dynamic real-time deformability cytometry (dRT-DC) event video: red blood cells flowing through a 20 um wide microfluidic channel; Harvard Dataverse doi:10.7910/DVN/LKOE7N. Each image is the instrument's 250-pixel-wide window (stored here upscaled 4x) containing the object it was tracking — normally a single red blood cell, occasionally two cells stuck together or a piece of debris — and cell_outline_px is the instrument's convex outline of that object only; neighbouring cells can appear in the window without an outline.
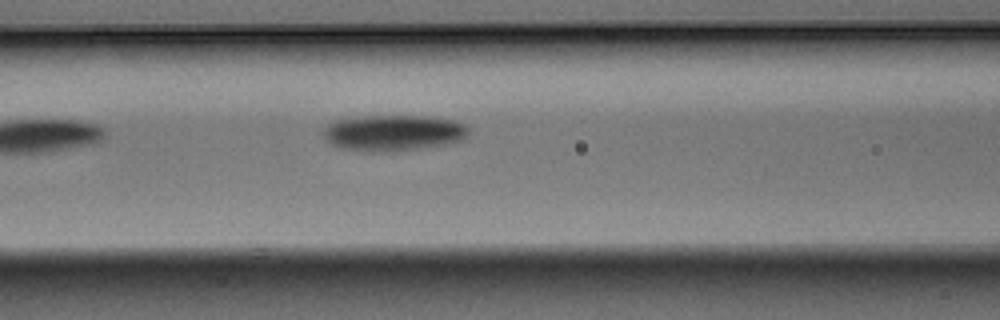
{"species": "Egyptian fruit bat (a non-hibernating species)", "species_latin": "Rousettus aegyptiacus", "temperature_condition": "warm", "stored_images_in_passage": 5, "camera_frame_rate_fps": 3000, "um_per_image_px": 0.085, "animal": {"sex": "male"}, "frame": {"image": 1, "passage_image": 5, "time_ms": 1.333, "image_size_px": [1000, 320], "cell_outline_px": [[468, 132], [460, 140], [448, 144], [396, 152], [372, 152], [340, 148], [332, 144], [324, 136], [324, 132], [328, 124], [336, 120], [364, 116], [424, 116], [452, 120], [464, 124], [468, 128]], "centroid_in_image_um": [33.43, 11.31], "position_along_channel_um": 133.2, "area_um2": 30.35}}